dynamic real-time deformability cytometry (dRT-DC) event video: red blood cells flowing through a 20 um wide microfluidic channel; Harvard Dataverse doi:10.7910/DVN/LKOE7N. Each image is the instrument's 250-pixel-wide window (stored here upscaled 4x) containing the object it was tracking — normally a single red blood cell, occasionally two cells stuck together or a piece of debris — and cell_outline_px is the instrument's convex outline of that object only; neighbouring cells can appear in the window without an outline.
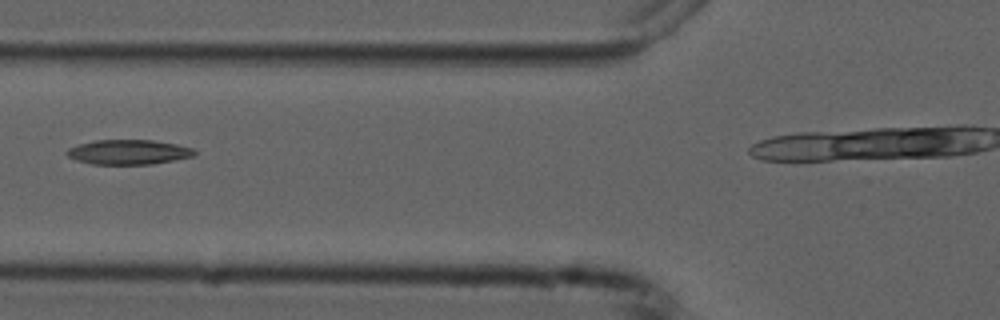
{"species": "common noctule bat (a hibernating species)", "species_latin": "Nyctalus noctula", "temperature_condition": "cold", "stored_images_in_passage": 5, "camera_frame_rate_fps": 3000, "um_per_image_px": 0.085, "animal": {"sex": "male", "forearm_length_mm": 52.5}, "frame": {"image": 1, "passage_image": 4, "time_ms": 3.333, "image_size_px": [1000, 320], "cell_outline_px": [[196, 156], [152, 164], [92, 164], [76, 160], [68, 156], [64, 152], [68, 148], [80, 144], [96, 140], [152, 140], [176, 144], [192, 148], [196, 152]], "centroid_in_image_um": [10.93, 12.93], "position_along_channel_um": 114.9, "area_um2": 18.38}}